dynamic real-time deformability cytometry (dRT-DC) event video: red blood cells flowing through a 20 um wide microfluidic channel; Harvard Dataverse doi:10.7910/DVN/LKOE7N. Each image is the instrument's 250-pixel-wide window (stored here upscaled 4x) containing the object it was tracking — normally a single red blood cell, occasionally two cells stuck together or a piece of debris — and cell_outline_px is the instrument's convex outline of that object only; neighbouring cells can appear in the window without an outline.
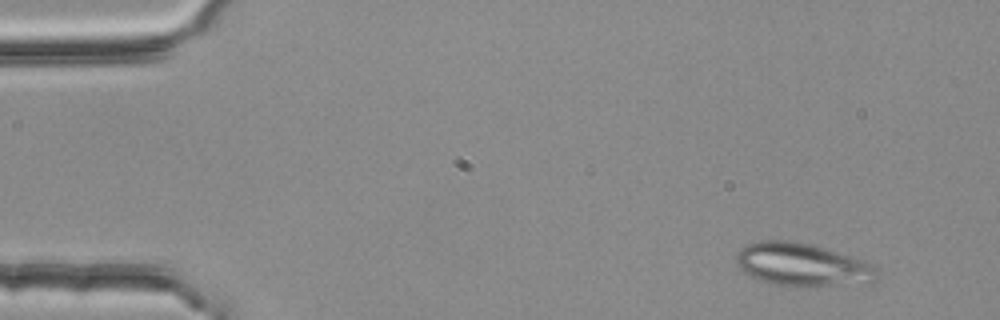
{"species": "common noctule bat (a hibernating species)", "species_latin": "Nyctalus noctula", "temperature_condition": "room temperature", "stored_images_in_passage": 3, "camera_frame_rate_fps": 3000, "um_per_image_px": 0.085, "animal": {"sex": "female", "body_mass_g": 25.1}, "frame": {"image": 1, "passage_image": 1, "time_ms": 0.0, "image_size_px": [1000, 320], "cell_outline_px": [[876, 280], [872, 284], [808, 288], [800, 288], [768, 284], [744, 272], [736, 264], [736, 252], [740, 248], [748, 244], [760, 240], [792, 240], [812, 244], [852, 256], [864, 260], [876, 268]], "centroid_in_image_um": [68.22, 22.54], "position_along_channel_um": 16.8, "area_um2": 36.47}}